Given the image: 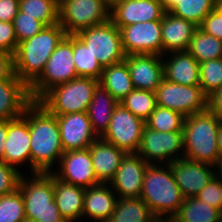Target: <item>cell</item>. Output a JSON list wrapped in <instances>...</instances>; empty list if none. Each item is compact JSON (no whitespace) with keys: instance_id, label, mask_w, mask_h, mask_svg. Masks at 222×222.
I'll return each instance as SVG.
<instances>
[{"instance_id":"obj_2","label":"cell","mask_w":222,"mask_h":222,"mask_svg":"<svg viewBox=\"0 0 222 222\" xmlns=\"http://www.w3.org/2000/svg\"><path fill=\"white\" fill-rule=\"evenodd\" d=\"M66 36L65 30L56 23L18 43L14 54L15 75L30 86L41 75L50 56Z\"/></svg>"},{"instance_id":"obj_52","label":"cell","mask_w":222,"mask_h":222,"mask_svg":"<svg viewBox=\"0 0 222 222\" xmlns=\"http://www.w3.org/2000/svg\"><path fill=\"white\" fill-rule=\"evenodd\" d=\"M21 222H39V221H34V220H30V219L25 218Z\"/></svg>"},{"instance_id":"obj_31","label":"cell","mask_w":222,"mask_h":222,"mask_svg":"<svg viewBox=\"0 0 222 222\" xmlns=\"http://www.w3.org/2000/svg\"><path fill=\"white\" fill-rule=\"evenodd\" d=\"M199 63L222 58V40L197 29L187 50Z\"/></svg>"},{"instance_id":"obj_6","label":"cell","mask_w":222,"mask_h":222,"mask_svg":"<svg viewBox=\"0 0 222 222\" xmlns=\"http://www.w3.org/2000/svg\"><path fill=\"white\" fill-rule=\"evenodd\" d=\"M99 80L76 77L48 90L37 102L53 115L86 112Z\"/></svg>"},{"instance_id":"obj_23","label":"cell","mask_w":222,"mask_h":222,"mask_svg":"<svg viewBox=\"0 0 222 222\" xmlns=\"http://www.w3.org/2000/svg\"><path fill=\"white\" fill-rule=\"evenodd\" d=\"M162 64L167 81L185 86L200 84L199 62L188 51L164 54Z\"/></svg>"},{"instance_id":"obj_26","label":"cell","mask_w":222,"mask_h":222,"mask_svg":"<svg viewBox=\"0 0 222 222\" xmlns=\"http://www.w3.org/2000/svg\"><path fill=\"white\" fill-rule=\"evenodd\" d=\"M85 188L60 181L54 176V200L66 222H82Z\"/></svg>"},{"instance_id":"obj_19","label":"cell","mask_w":222,"mask_h":222,"mask_svg":"<svg viewBox=\"0 0 222 222\" xmlns=\"http://www.w3.org/2000/svg\"><path fill=\"white\" fill-rule=\"evenodd\" d=\"M134 89L156 91L164 79L162 56L156 54L126 55Z\"/></svg>"},{"instance_id":"obj_12","label":"cell","mask_w":222,"mask_h":222,"mask_svg":"<svg viewBox=\"0 0 222 222\" xmlns=\"http://www.w3.org/2000/svg\"><path fill=\"white\" fill-rule=\"evenodd\" d=\"M145 126L146 121L119 103L113 111L108 130L101 138L127 153H136Z\"/></svg>"},{"instance_id":"obj_14","label":"cell","mask_w":222,"mask_h":222,"mask_svg":"<svg viewBox=\"0 0 222 222\" xmlns=\"http://www.w3.org/2000/svg\"><path fill=\"white\" fill-rule=\"evenodd\" d=\"M30 138L27 107L22 116L7 120V138L1 161L19 171H22V167L28 164V170L30 169L31 174Z\"/></svg>"},{"instance_id":"obj_3","label":"cell","mask_w":222,"mask_h":222,"mask_svg":"<svg viewBox=\"0 0 222 222\" xmlns=\"http://www.w3.org/2000/svg\"><path fill=\"white\" fill-rule=\"evenodd\" d=\"M220 124L208 109L185 116L182 130L184 158L220 169L222 157L216 141Z\"/></svg>"},{"instance_id":"obj_30","label":"cell","mask_w":222,"mask_h":222,"mask_svg":"<svg viewBox=\"0 0 222 222\" xmlns=\"http://www.w3.org/2000/svg\"><path fill=\"white\" fill-rule=\"evenodd\" d=\"M172 222H222L217 208L209 206L197 197L186 198L178 212L171 218Z\"/></svg>"},{"instance_id":"obj_36","label":"cell","mask_w":222,"mask_h":222,"mask_svg":"<svg viewBox=\"0 0 222 222\" xmlns=\"http://www.w3.org/2000/svg\"><path fill=\"white\" fill-rule=\"evenodd\" d=\"M215 0H179L169 12L199 26L214 9Z\"/></svg>"},{"instance_id":"obj_9","label":"cell","mask_w":222,"mask_h":222,"mask_svg":"<svg viewBox=\"0 0 222 222\" xmlns=\"http://www.w3.org/2000/svg\"><path fill=\"white\" fill-rule=\"evenodd\" d=\"M76 36L105 67L125 60L120 29L111 21L91 26Z\"/></svg>"},{"instance_id":"obj_22","label":"cell","mask_w":222,"mask_h":222,"mask_svg":"<svg viewBox=\"0 0 222 222\" xmlns=\"http://www.w3.org/2000/svg\"><path fill=\"white\" fill-rule=\"evenodd\" d=\"M198 26L191 21L165 12L161 19L162 56L170 52L187 51Z\"/></svg>"},{"instance_id":"obj_46","label":"cell","mask_w":222,"mask_h":222,"mask_svg":"<svg viewBox=\"0 0 222 222\" xmlns=\"http://www.w3.org/2000/svg\"><path fill=\"white\" fill-rule=\"evenodd\" d=\"M207 109L222 123V87L208 96Z\"/></svg>"},{"instance_id":"obj_15","label":"cell","mask_w":222,"mask_h":222,"mask_svg":"<svg viewBox=\"0 0 222 222\" xmlns=\"http://www.w3.org/2000/svg\"><path fill=\"white\" fill-rule=\"evenodd\" d=\"M55 169L57 171L51 173L62 182L83 188L100 184L94 172L89 148L64 152Z\"/></svg>"},{"instance_id":"obj_7","label":"cell","mask_w":222,"mask_h":222,"mask_svg":"<svg viewBox=\"0 0 222 222\" xmlns=\"http://www.w3.org/2000/svg\"><path fill=\"white\" fill-rule=\"evenodd\" d=\"M73 56V35H67L50 56L41 75L29 86L33 101H38L53 87L78 77Z\"/></svg>"},{"instance_id":"obj_39","label":"cell","mask_w":222,"mask_h":222,"mask_svg":"<svg viewBox=\"0 0 222 222\" xmlns=\"http://www.w3.org/2000/svg\"><path fill=\"white\" fill-rule=\"evenodd\" d=\"M12 23L18 43L33 37L45 27L42 22L34 17L24 16L21 11H18Z\"/></svg>"},{"instance_id":"obj_38","label":"cell","mask_w":222,"mask_h":222,"mask_svg":"<svg viewBox=\"0 0 222 222\" xmlns=\"http://www.w3.org/2000/svg\"><path fill=\"white\" fill-rule=\"evenodd\" d=\"M25 218L24 200L19 188L0 196V222H21Z\"/></svg>"},{"instance_id":"obj_49","label":"cell","mask_w":222,"mask_h":222,"mask_svg":"<svg viewBox=\"0 0 222 222\" xmlns=\"http://www.w3.org/2000/svg\"><path fill=\"white\" fill-rule=\"evenodd\" d=\"M216 141L218 144V150H219L220 156L222 157V123L220 124Z\"/></svg>"},{"instance_id":"obj_1","label":"cell","mask_w":222,"mask_h":222,"mask_svg":"<svg viewBox=\"0 0 222 222\" xmlns=\"http://www.w3.org/2000/svg\"><path fill=\"white\" fill-rule=\"evenodd\" d=\"M28 123L31 135V174L51 173L64 153L56 115L33 101L28 106Z\"/></svg>"},{"instance_id":"obj_11","label":"cell","mask_w":222,"mask_h":222,"mask_svg":"<svg viewBox=\"0 0 222 222\" xmlns=\"http://www.w3.org/2000/svg\"><path fill=\"white\" fill-rule=\"evenodd\" d=\"M157 106L180 112L184 117L207 110V96L199 85L185 86L163 79L156 88Z\"/></svg>"},{"instance_id":"obj_21","label":"cell","mask_w":222,"mask_h":222,"mask_svg":"<svg viewBox=\"0 0 222 222\" xmlns=\"http://www.w3.org/2000/svg\"><path fill=\"white\" fill-rule=\"evenodd\" d=\"M33 102L29 86L15 74L0 80V120H11L22 116Z\"/></svg>"},{"instance_id":"obj_5","label":"cell","mask_w":222,"mask_h":222,"mask_svg":"<svg viewBox=\"0 0 222 222\" xmlns=\"http://www.w3.org/2000/svg\"><path fill=\"white\" fill-rule=\"evenodd\" d=\"M23 173L18 188L24 200L26 218L39 222H66L54 200L52 173Z\"/></svg>"},{"instance_id":"obj_32","label":"cell","mask_w":222,"mask_h":222,"mask_svg":"<svg viewBox=\"0 0 222 222\" xmlns=\"http://www.w3.org/2000/svg\"><path fill=\"white\" fill-rule=\"evenodd\" d=\"M73 53L77 76L100 80L104 67L76 35H73Z\"/></svg>"},{"instance_id":"obj_24","label":"cell","mask_w":222,"mask_h":222,"mask_svg":"<svg viewBox=\"0 0 222 222\" xmlns=\"http://www.w3.org/2000/svg\"><path fill=\"white\" fill-rule=\"evenodd\" d=\"M117 195L109 183H100L84 192V208L82 218L88 222H107L114 212Z\"/></svg>"},{"instance_id":"obj_20","label":"cell","mask_w":222,"mask_h":222,"mask_svg":"<svg viewBox=\"0 0 222 222\" xmlns=\"http://www.w3.org/2000/svg\"><path fill=\"white\" fill-rule=\"evenodd\" d=\"M165 12L160 0H127L111 9V21L120 29L140 22L161 20Z\"/></svg>"},{"instance_id":"obj_4","label":"cell","mask_w":222,"mask_h":222,"mask_svg":"<svg viewBox=\"0 0 222 222\" xmlns=\"http://www.w3.org/2000/svg\"><path fill=\"white\" fill-rule=\"evenodd\" d=\"M140 198L157 219L171 220L185 200L169 164H148Z\"/></svg>"},{"instance_id":"obj_10","label":"cell","mask_w":222,"mask_h":222,"mask_svg":"<svg viewBox=\"0 0 222 222\" xmlns=\"http://www.w3.org/2000/svg\"><path fill=\"white\" fill-rule=\"evenodd\" d=\"M148 164H169L184 157L183 132H158L145 126L136 152Z\"/></svg>"},{"instance_id":"obj_33","label":"cell","mask_w":222,"mask_h":222,"mask_svg":"<svg viewBox=\"0 0 222 222\" xmlns=\"http://www.w3.org/2000/svg\"><path fill=\"white\" fill-rule=\"evenodd\" d=\"M59 0H19V11L45 26L58 23Z\"/></svg>"},{"instance_id":"obj_40","label":"cell","mask_w":222,"mask_h":222,"mask_svg":"<svg viewBox=\"0 0 222 222\" xmlns=\"http://www.w3.org/2000/svg\"><path fill=\"white\" fill-rule=\"evenodd\" d=\"M196 197L220 211L222 202V174L218 171Z\"/></svg>"},{"instance_id":"obj_51","label":"cell","mask_w":222,"mask_h":222,"mask_svg":"<svg viewBox=\"0 0 222 222\" xmlns=\"http://www.w3.org/2000/svg\"><path fill=\"white\" fill-rule=\"evenodd\" d=\"M214 9L222 14V0H215Z\"/></svg>"},{"instance_id":"obj_37","label":"cell","mask_w":222,"mask_h":222,"mask_svg":"<svg viewBox=\"0 0 222 222\" xmlns=\"http://www.w3.org/2000/svg\"><path fill=\"white\" fill-rule=\"evenodd\" d=\"M199 67V86L208 97L222 87V58L201 62Z\"/></svg>"},{"instance_id":"obj_35","label":"cell","mask_w":222,"mask_h":222,"mask_svg":"<svg viewBox=\"0 0 222 222\" xmlns=\"http://www.w3.org/2000/svg\"><path fill=\"white\" fill-rule=\"evenodd\" d=\"M135 116L146 121L155 110L156 94L153 91L134 89L121 102Z\"/></svg>"},{"instance_id":"obj_50","label":"cell","mask_w":222,"mask_h":222,"mask_svg":"<svg viewBox=\"0 0 222 222\" xmlns=\"http://www.w3.org/2000/svg\"><path fill=\"white\" fill-rule=\"evenodd\" d=\"M104 1L110 9H113L117 4L125 2L127 0H104Z\"/></svg>"},{"instance_id":"obj_42","label":"cell","mask_w":222,"mask_h":222,"mask_svg":"<svg viewBox=\"0 0 222 222\" xmlns=\"http://www.w3.org/2000/svg\"><path fill=\"white\" fill-rule=\"evenodd\" d=\"M18 46L12 22L0 21V51L15 54Z\"/></svg>"},{"instance_id":"obj_44","label":"cell","mask_w":222,"mask_h":222,"mask_svg":"<svg viewBox=\"0 0 222 222\" xmlns=\"http://www.w3.org/2000/svg\"><path fill=\"white\" fill-rule=\"evenodd\" d=\"M19 11V0H0V21L13 22Z\"/></svg>"},{"instance_id":"obj_53","label":"cell","mask_w":222,"mask_h":222,"mask_svg":"<svg viewBox=\"0 0 222 222\" xmlns=\"http://www.w3.org/2000/svg\"><path fill=\"white\" fill-rule=\"evenodd\" d=\"M156 222H172L171 220L166 219H158Z\"/></svg>"},{"instance_id":"obj_27","label":"cell","mask_w":222,"mask_h":222,"mask_svg":"<svg viewBox=\"0 0 222 222\" xmlns=\"http://www.w3.org/2000/svg\"><path fill=\"white\" fill-rule=\"evenodd\" d=\"M119 103L100 84L94 90L93 98L86 110L93 132L101 138L108 130L115 107Z\"/></svg>"},{"instance_id":"obj_25","label":"cell","mask_w":222,"mask_h":222,"mask_svg":"<svg viewBox=\"0 0 222 222\" xmlns=\"http://www.w3.org/2000/svg\"><path fill=\"white\" fill-rule=\"evenodd\" d=\"M93 168L100 183H109L115 176L122 159L127 154L123 149L97 138L89 146Z\"/></svg>"},{"instance_id":"obj_13","label":"cell","mask_w":222,"mask_h":222,"mask_svg":"<svg viewBox=\"0 0 222 222\" xmlns=\"http://www.w3.org/2000/svg\"><path fill=\"white\" fill-rule=\"evenodd\" d=\"M125 55L156 54L162 56L161 20L121 27Z\"/></svg>"},{"instance_id":"obj_43","label":"cell","mask_w":222,"mask_h":222,"mask_svg":"<svg viewBox=\"0 0 222 222\" xmlns=\"http://www.w3.org/2000/svg\"><path fill=\"white\" fill-rule=\"evenodd\" d=\"M203 32L222 40V14L213 9L198 26Z\"/></svg>"},{"instance_id":"obj_55","label":"cell","mask_w":222,"mask_h":222,"mask_svg":"<svg viewBox=\"0 0 222 222\" xmlns=\"http://www.w3.org/2000/svg\"><path fill=\"white\" fill-rule=\"evenodd\" d=\"M219 172L222 174V164H221V167L219 169Z\"/></svg>"},{"instance_id":"obj_48","label":"cell","mask_w":222,"mask_h":222,"mask_svg":"<svg viewBox=\"0 0 222 222\" xmlns=\"http://www.w3.org/2000/svg\"><path fill=\"white\" fill-rule=\"evenodd\" d=\"M160 1L166 12H169L179 2V0H160Z\"/></svg>"},{"instance_id":"obj_28","label":"cell","mask_w":222,"mask_h":222,"mask_svg":"<svg viewBox=\"0 0 222 222\" xmlns=\"http://www.w3.org/2000/svg\"><path fill=\"white\" fill-rule=\"evenodd\" d=\"M99 84L106 89L118 103L134 90L130 71L125 61L105 66Z\"/></svg>"},{"instance_id":"obj_16","label":"cell","mask_w":222,"mask_h":222,"mask_svg":"<svg viewBox=\"0 0 222 222\" xmlns=\"http://www.w3.org/2000/svg\"><path fill=\"white\" fill-rule=\"evenodd\" d=\"M175 182L186 198L196 197L198 193L208 184L211 178L219 171L218 168L181 158L169 163Z\"/></svg>"},{"instance_id":"obj_54","label":"cell","mask_w":222,"mask_h":222,"mask_svg":"<svg viewBox=\"0 0 222 222\" xmlns=\"http://www.w3.org/2000/svg\"><path fill=\"white\" fill-rule=\"evenodd\" d=\"M221 199H222V198H221ZM220 214H221V216H222V202H221Z\"/></svg>"},{"instance_id":"obj_45","label":"cell","mask_w":222,"mask_h":222,"mask_svg":"<svg viewBox=\"0 0 222 222\" xmlns=\"http://www.w3.org/2000/svg\"><path fill=\"white\" fill-rule=\"evenodd\" d=\"M14 74V55L0 51V80L9 79Z\"/></svg>"},{"instance_id":"obj_17","label":"cell","mask_w":222,"mask_h":222,"mask_svg":"<svg viewBox=\"0 0 222 222\" xmlns=\"http://www.w3.org/2000/svg\"><path fill=\"white\" fill-rule=\"evenodd\" d=\"M148 163L137 153H127L109 182L117 197L139 198Z\"/></svg>"},{"instance_id":"obj_47","label":"cell","mask_w":222,"mask_h":222,"mask_svg":"<svg viewBox=\"0 0 222 222\" xmlns=\"http://www.w3.org/2000/svg\"><path fill=\"white\" fill-rule=\"evenodd\" d=\"M7 138V120H0V160L4 154V145Z\"/></svg>"},{"instance_id":"obj_29","label":"cell","mask_w":222,"mask_h":222,"mask_svg":"<svg viewBox=\"0 0 222 222\" xmlns=\"http://www.w3.org/2000/svg\"><path fill=\"white\" fill-rule=\"evenodd\" d=\"M157 220L140 197H118L114 212L107 222H156Z\"/></svg>"},{"instance_id":"obj_18","label":"cell","mask_w":222,"mask_h":222,"mask_svg":"<svg viewBox=\"0 0 222 222\" xmlns=\"http://www.w3.org/2000/svg\"><path fill=\"white\" fill-rule=\"evenodd\" d=\"M56 118L64 152L89 148L98 138L86 112L56 115Z\"/></svg>"},{"instance_id":"obj_41","label":"cell","mask_w":222,"mask_h":222,"mask_svg":"<svg viewBox=\"0 0 222 222\" xmlns=\"http://www.w3.org/2000/svg\"><path fill=\"white\" fill-rule=\"evenodd\" d=\"M23 173L0 160V196L17 190Z\"/></svg>"},{"instance_id":"obj_8","label":"cell","mask_w":222,"mask_h":222,"mask_svg":"<svg viewBox=\"0 0 222 222\" xmlns=\"http://www.w3.org/2000/svg\"><path fill=\"white\" fill-rule=\"evenodd\" d=\"M111 20V9L104 0H59L58 23L67 35Z\"/></svg>"},{"instance_id":"obj_34","label":"cell","mask_w":222,"mask_h":222,"mask_svg":"<svg viewBox=\"0 0 222 222\" xmlns=\"http://www.w3.org/2000/svg\"><path fill=\"white\" fill-rule=\"evenodd\" d=\"M184 118L180 112L156 106L146 120V126L158 132H183Z\"/></svg>"}]
</instances>
